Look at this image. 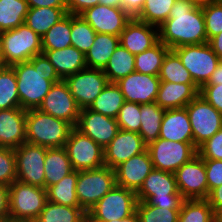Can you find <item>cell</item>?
<instances>
[{
	"label": "cell",
	"instance_id": "56",
	"mask_svg": "<svg viewBox=\"0 0 222 222\" xmlns=\"http://www.w3.org/2000/svg\"><path fill=\"white\" fill-rule=\"evenodd\" d=\"M222 84V60L217 65L215 71L212 73L211 78L205 85H220Z\"/></svg>",
	"mask_w": 222,
	"mask_h": 222
},
{
	"label": "cell",
	"instance_id": "8",
	"mask_svg": "<svg viewBox=\"0 0 222 222\" xmlns=\"http://www.w3.org/2000/svg\"><path fill=\"white\" fill-rule=\"evenodd\" d=\"M115 185V170L108 166L78 171L76 194L80 207L87 213Z\"/></svg>",
	"mask_w": 222,
	"mask_h": 222
},
{
	"label": "cell",
	"instance_id": "55",
	"mask_svg": "<svg viewBox=\"0 0 222 222\" xmlns=\"http://www.w3.org/2000/svg\"><path fill=\"white\" fill-rule=\"evenodd\" d=\"M208 43L212 47V50L222 60V32L212 37Z\"/></svg>",
	"mask_w": 222,
	"mask_h": 222
},
{
	"label": "cell",
	"instance_id": "17",
	"mask_svg": "<svg viewBox=\"0 0 222 222\" xmlns=\"http://www.w3.org/2000/svg\"><path fill=\"white\" fill-rule=\"evenodd\" d=\"M103 149L114 139L119 129L116 119L94 112L89 108L80 109L75 126Z\"/></svg>",
	"mask_w": 222,
	"mask_h": 222
},
{
	"label": "cell",
	"instance_id": "62",
	"mask_svg": "<svg viewBox=\"0 0 222 222\" xmlns=\"http://www.w3.org/2000/svg\"><path fill=\"white\" fill-rule=\"evenodd\" d=\"M217 222H222V213L217 215Z\"/></svg>",
	"mask_w": 222,
	"mask_h": 222
},
{
	"label": "cell",
	"instance_id": "50",
	"mask_svg": "<svg viewBox=\"0 0 222 222\" xmlns=\"http://www.w3.org/2000/svg\"><path fill=\"white\" fill-rule=\"evenodd\" d=\"M99 4V0H66L68 14L80 15L83 11Z\"/></svg>",
	"mask_w": 222,
	"mask_h": 222
},
{
	"label": "cell",
	"instance_id": "20",
	"mask_svg": "<svg viewBox=\"0 0 222 222\" xmlns=\"http://www.w3.org/2000/svg\"><path fill=\"white\" fill-rule=\"evenodd\" d=\"M147 145L139 133L119 130L114 139L104 149V163L115 169L131 157L144 152Z\"/></svg>",
	"mask_w": 222,
	"mask_h": 222
},
{
	"label": "cell",
	"instance_id": "21",
	"mask_svg": "<svg viewBox=\"0 0 222 222\" xmlns=\"http://www.w3.org/2000/svg\"><path fill=\"white\" fill-rule=\"evenodd\" d=\"M114 170L117 186L137 192L153 170V164L146 149L121 163Z\"/></svg>",
	"mask_w": 222,
	"mask_h": 222
},
{
	"label": "cell",
	"instance_id": "26",
	"mask_svg": "<svg viewBox=\"0 0 222 222\" xmlns=\"http://www.w3.org/2000/svg\"><path fill=\"white\" fill-rule=\"evenodd\" d=\"M61 80L87 67L85 54L74 46L58 50H42Z\"/></svg>",
	"mask_w": 222,
	"mask_h": 222
},
{
	"label": "cell",
	"instance_id": "12",
	"mask_svg": "<svg viewBox=\"0 0 222 222\" xmlns=\"http://www.w3.org/2000/svg\"><path fill=\"white\" fill-rule=\"evenodd\" d=\"M64 147L73 170H91L105 165L104 149L75 127L71 130Z\"/></svg>",
	"mask_w": 222,
	"mask_h": 222
},
{
	"label": "cell",
	"instance_id": "60",
	"mask_svg": "<svg viewBox=\"0 0 222 222\" xmlns=\"http://www.w3.org/2000/svg\"><path fill=\"white\" fill-rule=\"evenodd\" d=\"M6 65L4 64L2 53L0 51V70H2Z\"/></svg>",
	"mask_w": 222,
	"mask_h": 222
},
{
	"label": "cell",
	"instance_id": "41",
	"mask_svg": "<svg viewBox=\"0 0 222 222\" xmlns=\"http://www.w3.org/2000/svg\"><path fill=\"white\" fill-rule=\"evenodd\" d=\"M176 0H145L137 20L159 27L168 18Z\"/></svg>",
	"mask_w": 222,
	"mask_h": 222
},
{
	"label": "cell",
	"instance_id": "31",
	"mask_svg": "<svg viewBox=\"0 0 222 222\" xmlns=\"http://www.w3.org/2000/svg\"><path fill=\"white\" fill-rule=\"evenodd\" d=\"M109 83H116L121 78L135 72V55L121 44L118 45L103 69Z\"/></svg>",
	"mask_w": 222,
	"mask_h": 222
},
{
	"label": "cell",
	"instance_id": "23",
	"mask_svg": "<svg viewBox=\"0 0 222 222\" xmlns=\"http://www.w3.org/2000/svg\"><path fill=\"white\" fill-rule=\"evenodd\" d=\"M27 110H0V147L16 149L26 142Z\"/></svg>",
	"mask_w": 222,
	"mask_h": 222
},
{
	"label": "cell",
	"instance_id": "34",
	"mask_svg": "<svg viewBox=\"0 0 222 222\" xmlns=\"http://www.w3.org/2000/svg\"><path fill=\"white\" fill-rule=\"evenodd\" d=\"M87 213L81 207H71L46 201L36 222H86Z\"/></svg>",
	"mask_w": 222,
	"mask_h": 222
},
{
	"label": "cell",
	"instance_id": "7",
	"mask_svg": "<svg viewBox=\"0 0 222 222\" xmlns=\"http://www.w3.org/2000/svg\"><path fill=\"white\" fill-rule=\"evenodd\" d=\"M46 201L45 188L15 180L9 186V220H36Z\"/></svg>",
	"mask_w": 222,
	"mask_h": 222
},
{
	"label": "cell",
	"instance_id": "25",
	"mask_svg": "<svg viewBox=\"0 0 222 222\" xmlns=\"http://www.w3.org/2000/svg\"><path fill=\"white\" fill-rule=\"evenodd\" d=\"M198 94L199 88L195 84L160 82L155 102L165 110L183 108Z\"/></svg>",
	"mask_w": 222,
	"mask_h": 222
},
{
	"label": "cell",
	"instance_id": "4",
	"mask_svg": "<svg viewBox=\"0 0 222 222\" xmlns=\"http://www.w3.org/2000/svg\"><path fill=\"white\" fill-rule=\"evenodd\" d=\"M137 201L151 206L180 210L185 200L180 194L174 173L154 169L136 192Z\"/></svg>",
	"mask_w": 222,
	"mask_h": 222
},
{
	"label": "cell",
	"instance_id": "15",
	"mask_svg": "<svg viewBox=\"0 0 222 222\" xmlns=\"http://www.w3.org/2000/svg\"><path fill=\"white\" fill-rule=\"evenodd\" d=\"M177 187L185 200L207 199L208 183L204 159L197 154L174 172Z\"/></svg>",
	"mask_w": 222,
	"mask_h": 222
},
{
	"label": "cell",
	"instance_id": "11",
	"mask_svg": "<svg viewBox=\"0 0 222 222\" xmlns=\"http://www.w3.org/2000/svg\"><path fill=\"white\" fill-rule=\"evenodd\" d=\"M192 127L193 143L198 149L222 128V113L199 94L186 106Z\"/></svg>",
	"mask_w": 222,
	"mask_h": 222
},
{
	"label": "cell",
	"instance_id": "38",
	"mask_svg": "<svg viewBox=\"0 0 222 222\" xmlns=\"http://www.w3.org/2000/svg\"><path fill=\"white\" fill-rule=\"evenodd\" d=\"M71 14H67L42 36V50H58L71 46Z\"/></svg>",
	"mask_w": 222,
	"mask_h": 222
},
{
	"label": "cell",
	"instance_id": "3",
	"mask_svg": "<svg viewBox=\"0 0 222 222\" xmlns=\"http://www.w3.org/2000/svg\"><path fill=\"white\" fill-rule=\"evenodd\" d=\"M74 126L67 121L41 112L27 110L26 142L47 148L64 147Z\"/></svg>",
	"mask_w": 222,
	"mask_h": 222
},
{
	"label": "cell",
	"instance_id": "13",
	"mask_svg": "<svg viewBox=\"0 0 222 222\" xmlns=\"http://www.w3.org/2000/svg\"><path fill=\"white\" fill-rule=\"evenodd\" d=\"M80 109L89 108L109 81L102 69L84 68L64 79Z\"/></svg>",
	"mask_w": 222,
	"mask_h": 222
},
{
	"label": "cell",
	"instance_id": "59",
	"mask_svg": "<svg viewBox=\"0 0 222 222\" xmlns=\"http://www.w3.org/2000/svg\"><path fill=\"white\" fill-rule=\"evenodd\" d=\"M184 1L192 2L196 6H203L209 0H184Z\"/></svg>",
	"mask_w": 222,
	"mask_h": 222
},
{
	"label": "cell",
	"instance_id": "35",
	"mask_svg": "<svg viewBox=\"0 0 222 222\" xmlns=\"http://www.w3.org/2000/svg\"><path fill=\"white\" fill-rule=\"evenodd\" d=\"M170 50L160 40L151 48L135 55V71L142 74L159 76L163 59Z\"/></svg>",
	"mask_w": 222,
	"mask_h": 222
},
{
	"label": "cell",
	"instance_id": "6",
	"mask_svg": "<svg viewBox=\"0 0 222 222\" xmlns=\"http://www.w3.org/2000/svg\"><path fill=\"white\" fill-rule=\"evenodd\" d=\"M136 192L115 185L87 212L88 222H109L129 217L136 211Z\"/></svg>",
	"mask_w": 222,
	"mask_h": 222
},
{
	"label": "cell",
	"instance_id": "49",
	"mask_svg": "<svg viewBox=\"0 0 222 222\" xmlns=\"http://www.w3.org/2000/svg\"><path fill=\"white\" fill-rule=\"evenodd\" d=\"M199 95L218 112L222 113V84L203 85L199 89Z\"/></svg>",
	"mask_w": 222,
	"mask_h": 222
},
{
	"label": "cell",
	"instance_id": "5",
	"mask_svg": "<svg viewBox=\"0 0 222 222\" xmlns=\"http://www.w3.org/2000/svg\"><path fill=\"white\" fill-rule=\"evenodd\" d=\"M0 51L6 66L26 62L42 54V37L24 23L0 33Z\"/></svg>",
	"mask_w": 222,
	"mask_h": 222
},
{
	"label": "cell",
	"instance_id": "24",
	"mask_svg": "<svg viewBox=\"0 0 222 222\" xmlns=\"http://www.w3.org/2000/svg\"><path fill=\"white\" fill-rule=\"evenodd\" d=\"M159 138L168 141L193 143L192 127L186 107L165 110Z\"/></svg>",
	"mask_w": 222,
	"mask_h": 222
},
{
	"label": "cell",
	"instance_id": "63",
	"mask_svg": "<svg viewBox=\"0 0 222 222\" xmlns=\"http://www.w3.org/2000/svg\"><path fill=\"white\" fill-rule=\"evenodd\" d=\"M211 1H214V2H217V3H221V4H222V0H211Z\"/></svg>",
	"mask_w": 222,
	"mask_h": 222
},
{
	"label": "cell",
	"instance_id": "14",
	"mask_svg": "<svg viewBox=\"0 0 222 222\" xmlns=\"http://www.w3.org/2000/svg\"><path fill=\"white\" fill-rule=\"evenodd\" d=\"M47 147L24 142L14 149L16 180L45 188L44 160Z\"/></svg>",
	"mask_w": 222,
	"mask_h": 222
},
{
	"label": "cell",
	"instance_id": "18",
	"mask_svg": "<svg viewBox=\"0 0 222 222\" xmlns=\"http://www.w3.org/2000/svg\"><path fill=\"white\" fill-rule=\"evenodd\" d=\"M81 17L89 23L96 33L120 36L126 24L132 19L122 8L101 4L86 9Z\"/></svg>",
	"mask_w": 222,
	"mask_h": 222
},
{
	"label": "cell",
	"instance_id": "9",
	"mask_svg": "<svg viewBox=\"0 0 222 222\" xmlns=\"http://www.w3.org/2000/svg\"><path fill=\"white\" fill-rule=\"evenodd\" d=\"M172 50L179 56L199 89L207 84L221 61L209 43L186 45Z\"/></svg>",
	"mask_w": 222,
	"mask_h": 222
},
{
	"label": "cell",
	"instance_id": "1",
	"mask_svg": "<svg viewBox=\"0 0 222 222\" xmlns=\"http://www.w3.org/2000/svg\"><path fill=\"white\" fill-rule=\"evenodd\" d=\"M159 40L170 50L208 43L202 6L176 0L169 18L159 26Z\"/></svg>",
	"mask_w": 222,
	"mask_h": 222
},
{
	"label": "cell",
	"instance_id": "52",
	"mask_svg": "<svg viewBox=\"0 0 222 222\" xmlns=\"http://www.w3.org/2000/svg\"><path fill=\"white\" fill-rule=\"evenodd\" d=\"M145 0H121V8L131 17L137 18L144 6Z\"/></svg>",
	"mask_w": 222,
	"mask_h": 222
},
{
	"label": "cell",
	"instance_id": "36",
	"mask_svg": "<svg viewBox=\"0 0 222 222\" xmlns=\"http://www.w3.org/2000/svg\"><path fill=\"white\" fill-rule=\"evenodd\" d=\"M28 10L26 0H0V33L24 24Z\"/></svg>",
	"mask_w": 222,
	"mask_h": 222
},
{
	"label": "cell",
	"instance_id": "46",
	"mask_svg": "<svg viewBox=\"0 0 222 222\" xmlns=\"http://www.w3.org/2000/svg\"><path fill=\"white\" fill-rule=\"evenodd\" d=\"M17 178L14 149L0 147V184L10 186Z\"/></svg>",
	"mask_w": 222,
	"mask_h": 222
},
{
	"label": "cell",
	"instance_id": "2",
	"mask_svg": "<svg viewBox=\"0 0 222 222\" xmlns=\"http://www.w3.org/2000/svg\"><path fill=\"white\" fill-rule=\"evenodd\" d=\"M12 67L16 75L20 107L24 110L38 109L52 85L61 80L43 53Z\"/></svg>",
	"mask_w": 222,
	"mask_h": 222
},
{
	"label": "cell",
	"instance_id": "44",
	"mask_svg": "<svg viewBox=\"0 0 222 222\" xmlns=\"http://www.w3.org/2000/svg\"><path fill=\"white\" fill-rule=\"evenodd\" d=\"M140 111V104L125 101L116 117L119 129L139 133L141 127Z\"/></svg>",
	"mask_w": 222,
	"mask_h": 222
},
{
	"label": "cell",
	"instance_id": "27",
	"mask_svg": "<svg viewBox=\"0 0 222 222\" xmlns=\"http://www.w3.org/2000/svg\"><path fill=\"white\" fill-rule=\"evenodd\" d=\"M65 147L48 148L44 160L45 189L73 172Z\"/></svg>",
	"mask_w": 222,
	"mask_h": 222
},
{
	"label": "cell",
	"instance_id": "58",
	"mask_svg": "<svg viewBox=\"0 0 222 222\" xmlns=\"http://www.w3.org/2000/svg\"><path fill=\"white\" fill-rule=\"evenodd\" d=\"M109 222H140L139 216L137 212L135 211L132 215H130L127 218L121 219V220H112Z\"/></svg>",
	"mask_w": 222,
	"mask_h": 222
},
{
	"label": "cell",
	"instance_id": "48",
	"mask_svg": "<svg viewBox=\"0 0 222 222\" xmlns=\"http://www.w3.org/2000/svg\"><path fill=\"white\" fill-rule=\"evenodd\" d=\"M209 192L222 185V160H204Z\"/></svg>",
	"mask_w": 222,
	"mask_h": 222
},
{
	"label": "cell",
	"instance_id": "29",
	"mask_svg": "<svg viewBox=\"0 0 222 222\" xmlns=\"http://www.w3.org/2000/svg\"><path fill=\"white\" fill-rule=\"evenodd\" d=\"M67 14V8H29L24 23L42 37L53 25L58 23Z\"/></svg>",
	"mask_w": 222,
	"mask_h": 222
},
{
	"label": "cell",
	"instance_id": "10",
	"mask_svg": "<svg viewBox=\"0 0 222 222\" xmlns=\"http://www.w3.org/2000/svg\"><path fill=\"white\" fill-rule=\"evenodd\" d=\"M153 168L174 173L198 154L194 143L168 141L158 138L147 145Z\"/></svg>",
	"mask_w": 222,
	"mask_h": 222
},
{
	"label": "cell",
	"instance_id": "28",
	"mask_svg": "<svg viewBox=\"0 0 222 222\" xmlns=\"http://www.w3.org/2000/svg\"><path fill=\"white\" fill-rule=\"evenodd\" d=\"M119 44L120 36L97 33L93 45L85 53L87 67L103 70Z\"/></svg>",
	"mask_w": 222,
	"mask_h": 222
},
{
	"label": "cell",
	"instance_id": "45",
	"mask_svg": "<svg viewBox=\"0 0 222 222\" xmlns=\"http://www.w3.org/2000/svg\"><path fill=\"white\" fill-rule=\"evenodd\" d=\"M207 40L222 32V4L207 1L202 6Z\"/></svg>",
	"mask_w": 222,
	"mask_h": 222
},
{
	"label": "cell",
	"instance_id": "51",
	"mask_svg": "<svg viewBox=\"0 0 222 222\" xmlns=\"http://www.w3.org/2000/svg\"><path fill=\"white\" fill-rule=\"evenodd\" d=\"M9 220V186L0 184V222Z\"/></svg>",
	"mask_w": 222,
	"mask_h": 222
},
{
	"label": "cell",
	"instance_id": "37",
	"mask_svg": "<svg viewBox=\"0 0 222 222\" xmlns=\"http://www.w3.org/2000/svg\"><path fill=\"white\" fill-rule=\"evenodd\" d=\"M160 82L195 84L190 72L183 66L179 56L169 50L165 55L159 73Z\"/></svg>",
	"mask_w": 222,
	"mask_h": 222
},
{
	"label": "cell",
	"instance_id": "33",
	"mask_svg": "<svg viewBox=\"0 0 222 222\" xmlns=\"http://www.w3.org/2000/svg\"><path fill=\"white\" fill-rule=\"evenodd\" d=\"M125 99L116 83H108L89 107L90 110L116 119Z\"/></svg>",
	"mask_w": 222,
	"mask_h": 222
},
{
	"label": "cell",
	"instance_id": "61",
	"mask_svg": "<svg viewBox=\"0 0 222 222\" xmlns=\"http://www.w3.org/2000/svg\"><path fill=\"white\" fill-rule=\"evenodd\" d=\"M7 222H36V220H8Z\"/></svg>",
	"mask_w": 222,
	"mask_h": 222
},
{
	"label": "cell",
	"instance_id": "54",
	"mask_svg": "<svg viewBox=\"0 0 222 222\" xmlns=\"http://www.w3.org/2000/svg\"><path fill=\"white\" fill-rule=\"evenodd\" d=\"M29 8L36 7H52V8H67L66 0H26Z\"/></svg>",
	"mask_w": 222,
	"mask_h": 222
},
{
	"label": "cell",
	"instance_id": "40",
	"mask_svg": "<svg viewBox=\"0 0 222 222\" xmlns=\"http://www.w3.org/2000/svg\"><path fill=\"white\" fill-rule=\"evenodd\" d=\"M20 100L16 75L12 66L0 70V110L19 108Z\"/></svg>",
	"mask_w": 222,
	"mask_h": 222
},
{
	"label": "cell",
	"instance_id": "39",
	"mask_svg": "<svg viewBox=\"0 0 222 222\" xmlns=\"http://www.w3.org/2000/svg\"><path fill=\"white\" fill-rule=\"evenodd\" d=\"M178 222H217V215L206 199L184 200Z\"/></svg>",
	"mask_w": 222,
	"mask_h": 222
},
{
	"label": "cell",
	"instance_id": "22",
	"mask_svg": "<svg viewBox=\"0 0 222 222\" xmlns=\"http://www.w3.org/2000/svg\"><path fill=\"white\" fill-rule=\"evenodd\" d=\"M159 41V27L132 18L120 35V44L131 54H139Z\"/></svg>",
	"mask_w": 222,
	"mask_h": 222
},
{
	"label": "cell",
	"instance_id": "19",
	"mask_svg": "<svg viewBox=\"0 0 222 222\" xmlns=\"http://www.w3.org/2000/svg\"><path fill=\"white\" fill-rule=\"evenodd\" d=\"M116 84L120 87L125 101L142 105L155 102L160 79L159 76L135 71L121 78Z\"/></svg>",
	"mask_w": 222,
	"mask_h": 222
},
{
	"label": "cell",
	"instance_id": "16",
	"mask_svg": "<svg viewBox=\"0 0 222 222\" xmlns=\"http://www.w3.org/2000/svg\"><path fill=\"white\" fill-rule=\"evenodd\" d=\"M38 109L55 118L67 121L74 127L80 114V108L64 80H60L52 85Z\"/></svg>",
	"mask_w": 222,
	"mask_h": 222
},
{
	"label": "cell",
	"instance_id": "30",
	"mask_svg": "<svg viewBox=\"0 0 222 222\" xmlns=\"http://www.w3.org/2000/svg\"><path fill=\"white\" fill-rule=\"evenodd\" d=\"M141 127L139 135L144 143L149 145L159 138L161 122L165 109L161 108L156 102L141 105Z\"/></svg>",
	"mask_w": 222,
	"mask_h": 222
},
{
	"label": "cell",
	"instance_id": "57",
	"mask_svg": "<svg viewBox=\"0 0 222 222\" xmlns=\"http://www.w3.org/2000/svg\"><path fill=\"white\" fill-rule=\"evenodd\" d=\"M99 4L109 7L121 8V0H99Z\"/></svg>",
	"mask_w": 222,
	"mask_h": 222
},
{
	"label": "cell",
	"instance_id": "43",
	"mask_svg": "<svg viewBox=\"0 0 222 222\" xmlns=\"http://www.w3.org/2000/svg\"><path fill=\"white\" fill-rule=\"evenodd\" d=\"M136 212L140 222H178L180 210L151 206L147 202L138 201Z\"/></svg>",
	"mask_w": 222,
	"mask_h": 222
},
{
	"label": "cell",
	"instance_id": "42",
	"mask_svg": "<svg viewBox=\"0 0 222 222\" xmlns=\"http://www.w3.org/2000/svg\"><path fill=\"white\" fill-rule=\"evenodd\" d=\"M95 30L81 15L71 14V44L84 54L95 41Z\"/></svg>",
	"mask_w": 222,
	"mask_h": 222
},
{
	"label": "cell",
	"instance_id": "53",
	"mask_svg": "<svg viewBox=\"0 0 222 222\" xmlns=\"http://www.w3.org/2000/svg\"><path fill=\"white\" fill-rule=\"evenodd\" d=\"M206 200L216 215L222 213V185L212 189Z\"/></svg>",
	"mask_w": 222,
	"mask_h": 222
},
{
	"label": "cell",
	"instance_id": "47",
	"mask_svg": "<svg viewBox=\"0 0 222 222\" xmlns=\"http://www.w3.org/2000/svg\"><path fill=\"white\" fill-rule=\"evenodd\" d=\"M197 150L204 160H222V128Z\"/></svg>",
	"mask_w": 222,
	"mask_h": 222
},
{
	"label": "cell",
	"instance_id": "32",
	"mask_svg": "<svg viewBox=\"0 0 222 222\" xmlns=\"http://www.w3.org/2000/svg\"><path fill=\"white\" fill-rule=\"evenodd\" d=\"M77 179L78 171L74 170L58 183L49 186L46 189L47 200L60 205L80 207L76 194Z\"/></svg>",
	"mask_w": 222,
	"mask_h": 222
}]
</instances>
